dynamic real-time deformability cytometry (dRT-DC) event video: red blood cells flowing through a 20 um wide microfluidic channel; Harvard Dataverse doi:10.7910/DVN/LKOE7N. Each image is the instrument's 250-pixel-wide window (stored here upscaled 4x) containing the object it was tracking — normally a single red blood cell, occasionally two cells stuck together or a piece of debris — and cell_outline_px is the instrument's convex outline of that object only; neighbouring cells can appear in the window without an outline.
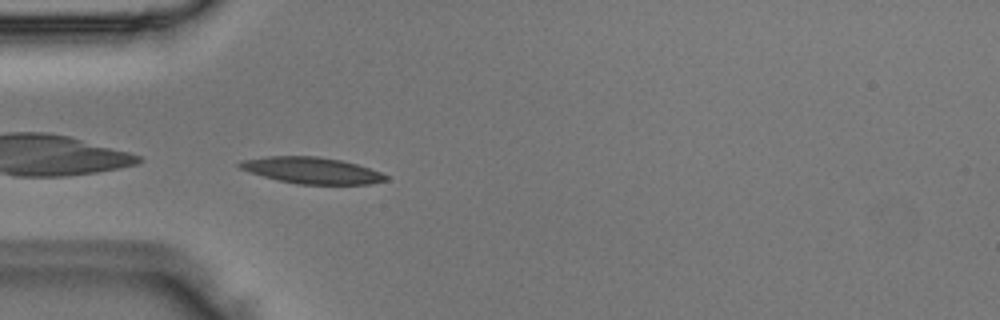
{"species": "Egyptian fruit bat (a non-hibernating species)", "species_latin": "Rousettus aegyptiacus", "temperature_condition": "room temperature", "stored_images_in_passage": 35, "camera_frame_rate_fps": 3000, "um_per_image_px": 0.085, "animal": {"sex": "male"}, "frame": {"image": 1, "passage_image": 1, "time_ms": 0.0, "image_size_px": [1000, 320], "cell_outline_px": [[388, 180], [372, 184], [296, 184], [264, 176], [240, 168], [236, 164], [240, 160], [268, 156], [320, 156], [340, 160], [356, 164], [380, 172], [388, 176]], "centroid_in_image_um": [26.51, 14.48], "position_along_channel_um": 58.5, "area_um2": 22.31}}
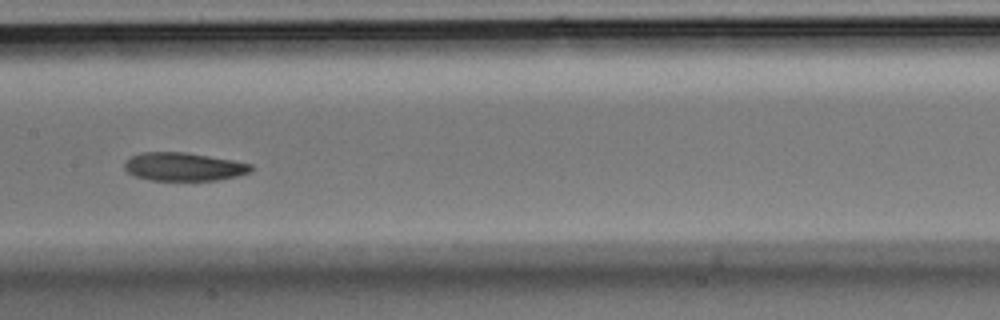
{"frame": {"image": 2, "passage_image": 11, "time_ms": 3.333, "image_size_px": [1000, 320], "cell_outline_px": [[252, 172], [236, 176], [216, 180], [148, 180], [136, 176], [128, 172], [124, 168], [124, 160], [132, 156], [144, 152], [184, 152], [232, 160], [252, 164]], "centroid_in_image_um": [15.6, 14.17], "position_along_channel_um": 191.8, "area_um2": 20.75}}
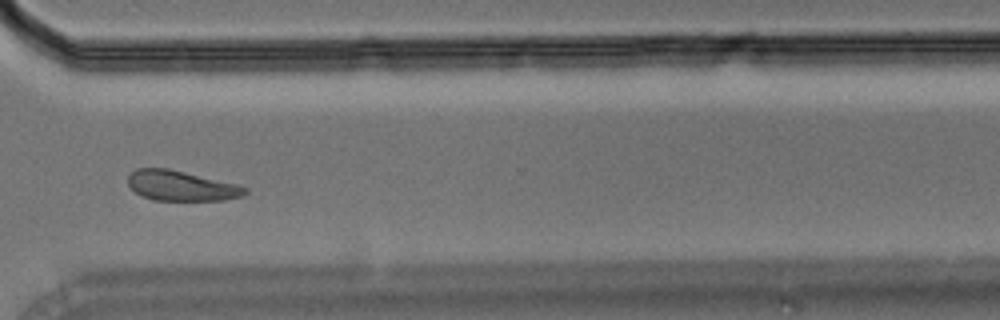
{"frame": {"image": 3, "passage_image": 23, "time_ms": 7.333, "image_size_px": [1000, 320], "cell_outline_px": [[248, 192], [244, 196], [224, 200], [156, 200], [140, 196], [128, 184], [128, 176], [136, 168], [168, 168], [240, 184], [248, 188]], "centroid_in_image_um": [15.45, 15.79], "position_along_channel_um": 355.1, "area_um2": 20.75}}